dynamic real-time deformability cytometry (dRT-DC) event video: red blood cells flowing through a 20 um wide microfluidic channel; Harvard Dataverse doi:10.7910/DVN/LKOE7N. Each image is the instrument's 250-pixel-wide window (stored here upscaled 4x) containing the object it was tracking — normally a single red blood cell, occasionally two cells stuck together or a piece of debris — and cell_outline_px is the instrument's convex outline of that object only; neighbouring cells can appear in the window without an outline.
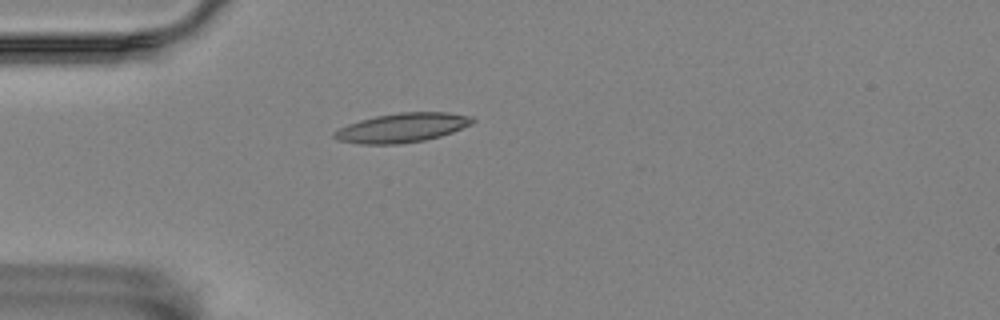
{"species": "Egyptian fruit bat (a non-hibernating species)", "species_latin": "Rousettus aegyptiacus", "temperature_condition": "room temperature", "stored_images_in_passage": 34, "camera_frame_rate_fps": 3000, "um_per_image_px": 0.085, "animal": {"sex": "female"}, "frame": {"image": 1, "passage_image": 1, "time_ms": 0.0, "image_size_px": [1000, 320], "cell_outline_px": [[476, 120], [472, 124], [452, 132], [440, 136], [424, 140], [400, 144], [360, 144], [340, 140], [332, 136], [332, 132], [348, 124], [360, 120], [376, 116], [400, 112], [448, 112], [472, 116]], "centroid_in_image_um": [34.2, 10.85], "position_along_channel_um": 50.8, "area_um2": 23.52}}
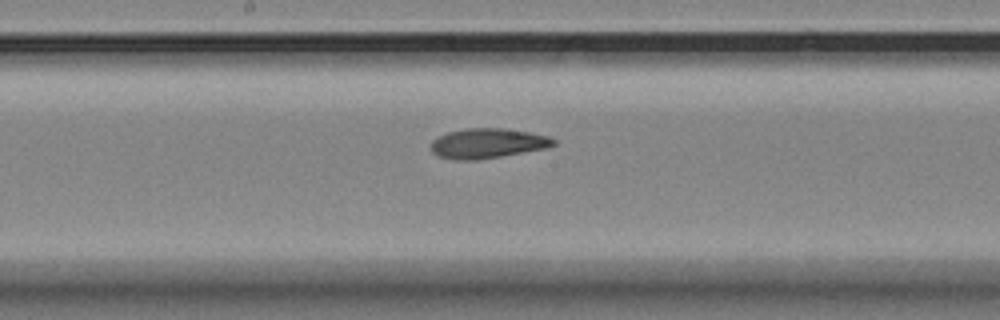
{"frame": {"image": 2, "passage_image": 15, "time_ms": 4.667, "image_size_px": [1000, 320], "cell_outline_px": [[556, 144], [548, 148], [476, 160], [456, 160], [436, 156], [432, 152], [432, 140], [436, 136], [448, 132], [464, 128], [504, 128], [528, 132], [548, 136], [556, 140]], "centroid_in_image_um": [41.42, 12.18], "position_along_channel_um": 206.8, "area_um2": 21.44}}
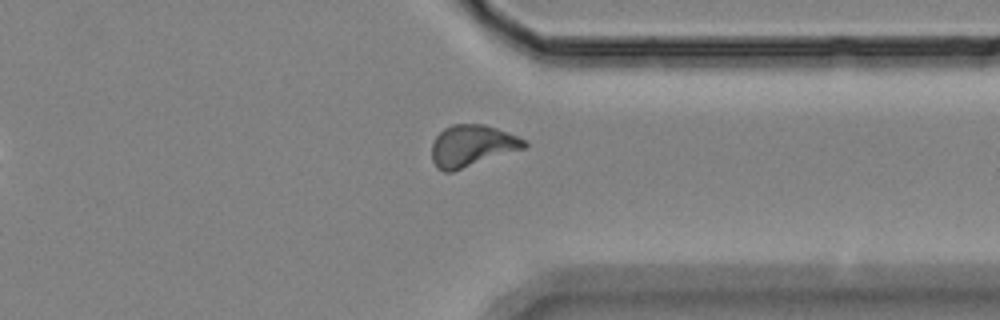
{"frame": {"image": 3, "passage_image": 29, "time_ms": 9.333, "image_size_px": [1000, 320], "cell_outline_px": [[528, 144], [524, 148], [452, 172], [444, 172], [436, 168], [432, 160], [432, 144], [436, 136], [444, 128], [452, 124], [484, 124], [508, 132], [524, 140]], "centroid_in_image_um": [40.08, 12.39], "position_along_channel_um": 371.3, "area_um2": 22.31}, "authors_computed_cell_mechanics": {"area_um2": 21.3571, "velocity_mm_per_s": 3.5521, "shape_relaxation_time_tau1_ms": 10.5466, "shape_relaxation_time_tau2_ms": 2.4924, "deformation_change_tau1": 0.2461, "deformation_change_tau2": 0.0935}}